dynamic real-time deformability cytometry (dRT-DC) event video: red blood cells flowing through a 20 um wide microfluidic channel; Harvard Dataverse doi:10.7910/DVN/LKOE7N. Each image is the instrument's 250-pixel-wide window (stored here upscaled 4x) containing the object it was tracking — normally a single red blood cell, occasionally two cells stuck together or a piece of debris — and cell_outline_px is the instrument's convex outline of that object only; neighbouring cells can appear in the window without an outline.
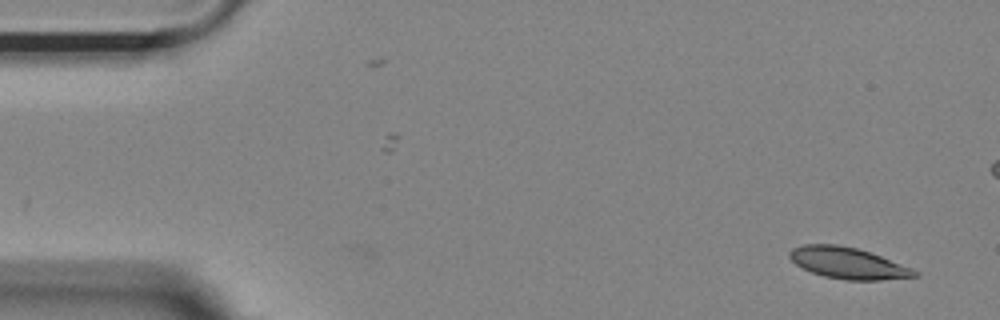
{"species": "Egyptian fruit bat (a non-hibernating species)", "species_latin": "Rousettus aegyptiacus", "temperature_condition": "room temperature", "stored_images_in_passage": 5, "camera_frame_rate_fps": 3000, "um_per_image_px": 0.085, "animal": {"sex": "female"}, "frame": {"image": 1, "passage_image": 5, "time_ms": 1.333, "image_size_px": [1000, 320], "cell_outline_px": [[920, 276], [880, 280], [848, 280], [824, 276], [812, 272], [796, 264], [788, 256], [788, 252], [792, 248], [804, 244], [836, 244], [856, 248], [880, 256], [912, 268], [920, 272]], "centroid_in_image_um": [72.08, 22.36], "position_along_channel_um": 12.9, "area_um2": 22.66}}